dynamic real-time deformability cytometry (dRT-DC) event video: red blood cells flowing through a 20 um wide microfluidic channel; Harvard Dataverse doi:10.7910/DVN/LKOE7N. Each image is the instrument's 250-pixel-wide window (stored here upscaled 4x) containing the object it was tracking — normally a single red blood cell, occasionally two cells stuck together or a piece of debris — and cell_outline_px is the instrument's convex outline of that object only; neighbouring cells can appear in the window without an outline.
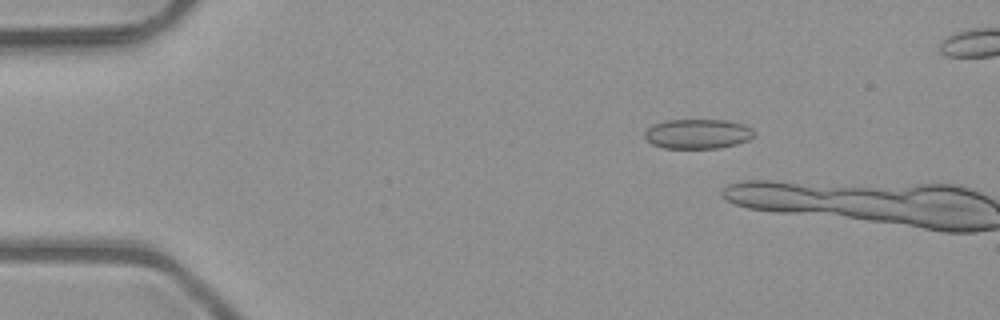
{"species": "common noctule bat (a hibernating species)", "species_latin": "Nyctalus noctula", "temperature_condition": "room temperature", "stored_images_in_passage": 4, "camera_frame_rate_fps": 3000, "um_per_image_px": 0.085, "animal": {"sex": "male", "body_mass_g": 23.1, "forearm_length_mm": 52.7}, "frame": {"image": 1, "passage_image": 3, "time_ms": 0.667, "image_size_px": [1000, 320], "cell_outline_px": [[756, 136], [748, 140], [736, 144], [720, 148], [664, 148], [652, 144], [644, 136], [644, 132], [652, 124], [668, 120], [724, 120], [744, 124], [752, 128], [756, 132]], "centroid_in_image_um": [59.34, 11.38], "position_along_channel_um": 25.7, "area_um2": 19.07}}